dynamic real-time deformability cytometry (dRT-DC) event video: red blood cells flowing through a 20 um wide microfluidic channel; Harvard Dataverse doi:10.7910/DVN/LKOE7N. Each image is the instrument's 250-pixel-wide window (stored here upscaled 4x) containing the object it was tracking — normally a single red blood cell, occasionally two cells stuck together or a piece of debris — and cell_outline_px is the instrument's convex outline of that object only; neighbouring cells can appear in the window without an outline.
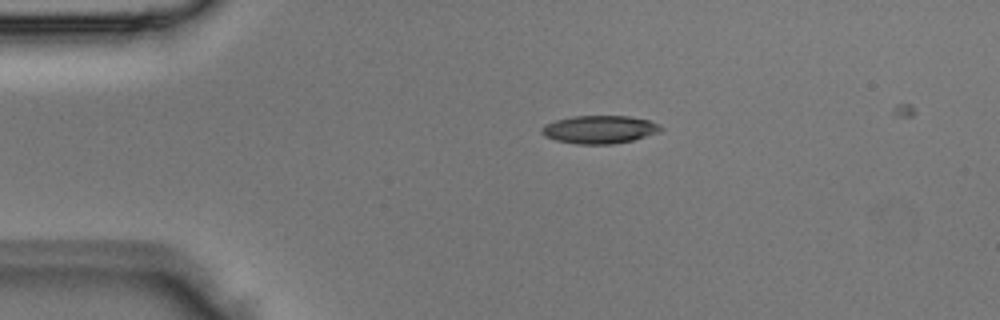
{"species": "Egyptian fruit bat (a non-hibernating species)", "species_latin": "Rousettus aegyptiacus", "temperature_condition": "room temperature", "stored_images_in_passage": 3, "camera_frame_rate_fps": 3000, "um_per_image_px": 0.085, "animal": {"sex": "male"}, "frame": {"image": 1, "passage_image": 1, "time_ms": 0.0, "image_size_px": [1000, 320], "cell_outline_px": [[664, 128], [660, 132], [632, 140], [612, 144], [576, 144], [556, 140], [544, 136], [540, 132], [540, 128], [544, 124], [556, 120], [572, 116], [628, 116], [648, 120], [660, 124]], "centroid_in_image_um": [50.94, 11.0], "position_along_channel_um": 34.1, "area_um2": 19.54}}
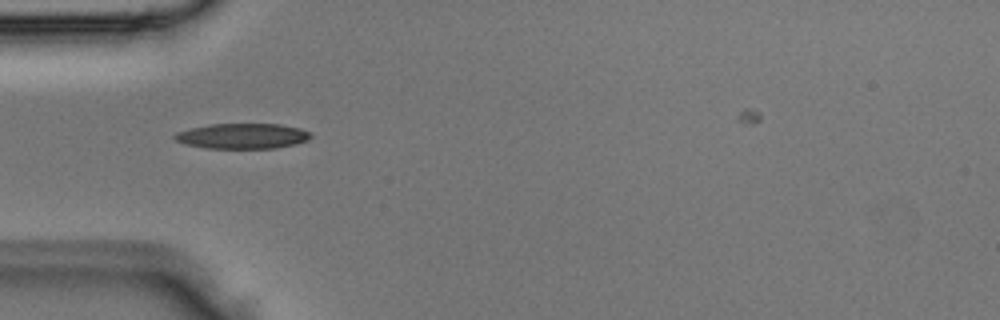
{"frame": {"image": 2, "passage_image": 2, "time_ms": 0.333, "image_size_px": [1000, 320], "cell_outline_px": [[312, 136], [308, 140], [296, 144], [276, 148], [208, 148], [184, 144], [176, 140], [172, 136], [176, 132], [208, 124], [280, 124], [300, 128], [312, 132]], "centroid_in_image_um": [20.64, 11.56], "position_along_channel_um": 64.4, "area_um2": 20.17}}